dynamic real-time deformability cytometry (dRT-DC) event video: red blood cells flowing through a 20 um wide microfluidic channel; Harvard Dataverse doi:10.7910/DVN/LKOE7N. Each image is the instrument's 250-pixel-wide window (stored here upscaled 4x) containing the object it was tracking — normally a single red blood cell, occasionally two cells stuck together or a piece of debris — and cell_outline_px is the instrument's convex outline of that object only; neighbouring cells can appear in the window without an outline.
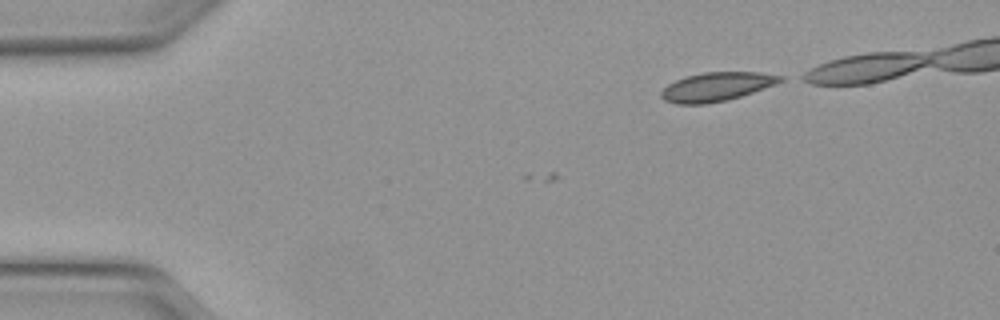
{"species": "Egyptian fruit bat (a non-hibernating species)", "species_latin": "Rousettus aegyptiacus", "temperature_condition": "warm", "stored_images_in_passage": 13, "camera_frame_rate_fps": 3000, "um_per_image_px": 0.085, "animal": {"sex": "female"}, "frame": {"image": 1, "passage_image": 13, "time_ms": 4.0, "image_size_px": [1000, 320], "cell_outline_px": [[784, 80], [752, 92], [740, 96], [724, 100], [704, 104], [676, 104], [664, 100], [660, 96], [660, 92], [668, 84], [684, 76], [704, 72], [760, 72], [784, 76]], "centroid_in_image_um": [60.86, 7.36], "position_along_channel_um": 24.1, "area_um2": 19.83}}